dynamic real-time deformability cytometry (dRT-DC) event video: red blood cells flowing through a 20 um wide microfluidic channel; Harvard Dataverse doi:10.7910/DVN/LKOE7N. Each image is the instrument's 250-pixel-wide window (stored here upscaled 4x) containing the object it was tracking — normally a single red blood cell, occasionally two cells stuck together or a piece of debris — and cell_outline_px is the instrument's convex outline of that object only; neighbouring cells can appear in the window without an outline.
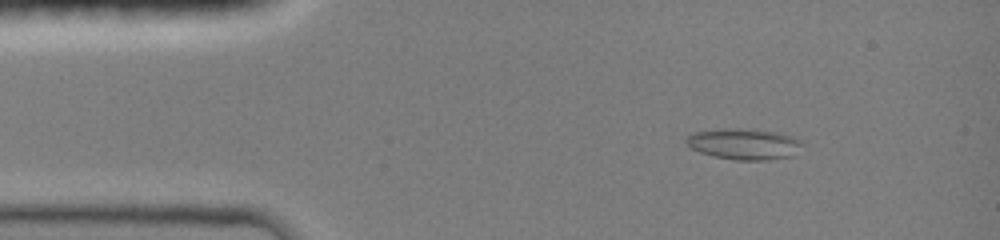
{"species": "common noctule bat (a hibernating species)", "species_latin": "Nyctalus noctula", "temperature_condition": "room temperature", "stored_images_in_passage": 19, "camera_frame_rate_fps": 3000, "um_per_image_px": 0.085, "animal": {"sex": "female", "body_mass_g": 19.0, "forearm_length_mm": 51.5}, "frame": {"image": 1, "passage_image": 4, "time_ms": 1.0, "image_size_px": [1000, 240], "cell_outline_px": [[800, 144], [792, 156], [768, 160], [736, 160], [716, 156], [700, 152], [692, 148], [688, 144], [688, 136], [692, 132], [720, 128], [740, 128], [776, 132], [788, 136], [796, 140]], "centroid_in_image_um": [63.17, 12.23], "position_along_channel_um": 21.8, "area_um2": 20.4}}
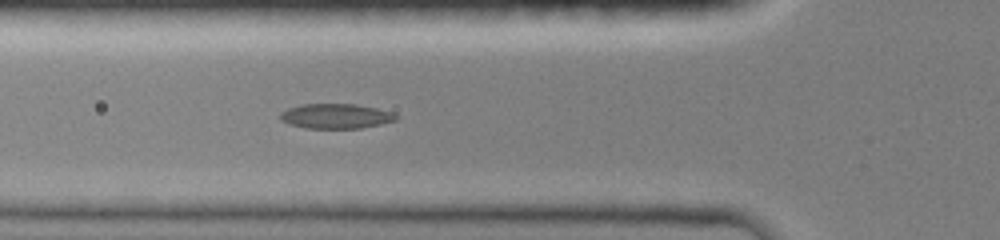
{"frame": {"image": 2, "passage_image": 13, "time_ms": 4.333, "image_size_px": [1000, 240], "cell_outline_px": [[400, 116], [396, 120], [380, 124], [360, 128], [308, 128], [288, 124], [280, 120], [280, 112], [288, 108], [300, 104], [356, 104], [376, 108], [392, 112]], "centroid_in_image_um": [28.54, 9.86], "position_along_channel_um": 97.3, "area_um2": 16.82}}
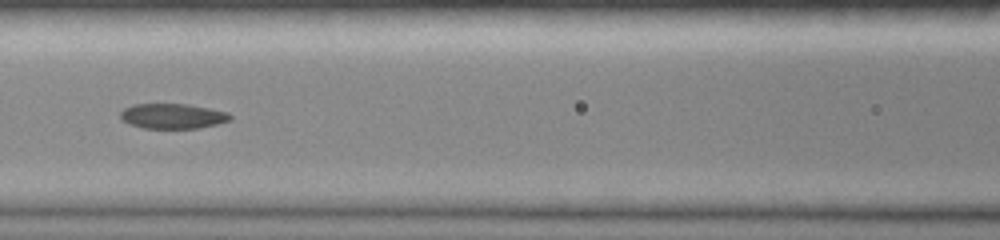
{"frame": {"image": 3, "passage_image": 17, "time_ms": 5.667, "image_size_px": [1000, 240], "cell_outline_px": [[232, 120], [216, 124], [196, 128], [144, 128], [132, 124], [124, 120], [120, 116], [120, 112], [124, 108], [132, 104], [188, 104], [228, 112], [232, 116]], "centroid_in_image_um": [14.7, 9.86], "position_along_channel_um": 151.9, "area_um2": 15.9}}